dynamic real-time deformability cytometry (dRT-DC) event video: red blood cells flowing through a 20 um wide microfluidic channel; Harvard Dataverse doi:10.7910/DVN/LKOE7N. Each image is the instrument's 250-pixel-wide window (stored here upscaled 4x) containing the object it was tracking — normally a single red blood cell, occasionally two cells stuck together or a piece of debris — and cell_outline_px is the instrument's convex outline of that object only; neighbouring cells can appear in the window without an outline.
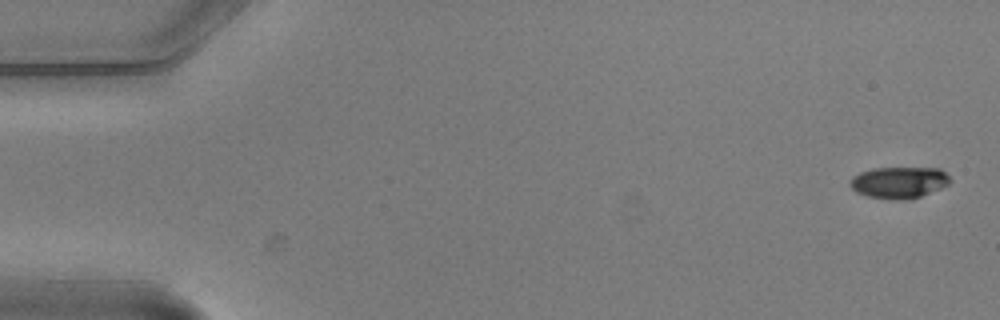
{"species": "common noctule bat (a hibernating species)", "species_latin": "Nyctalus noctula", "temperature_condition": "warm", "stored_images_in_passage": 5, "segment_of_instrument_passage": [1, 2], "camera_frame_rate_fps": 3000, "um_per_image_px": 0.085, "animal": {"sex": "male", "body_mass_g": 20.5, "forearm_length_mm": 52.5}, "frame": {"image": 1, "passage_image": 1, "time_ms": 0.0, "image_size_px": [1000, 320], "cell_outline_px": [[952, 180], [948, 184], [940, 188], [920, 196], [908, 200], [892, 200], [868, 196], [856, 192], [848, 184], [852, 176], [860, 172], [872, 168], [940, 168]], "centroid_in_image_um": [76.38, 15.51], "position_along_channel_um": 8.6, "area_um2": 18.44}}
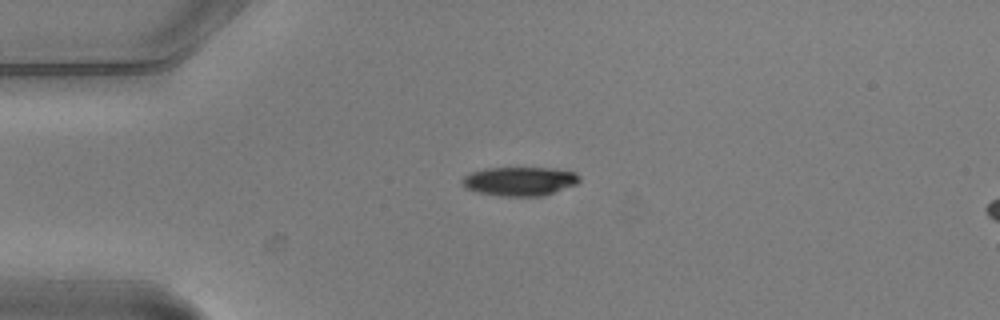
{"frame": {"image": 2, "passage_image": 3, "time_ms": 0.667, "image_size_px": [1000, 320], "cell_outline_px": [[580, 180], [576, 184], [544, 196], [500, 196], [476, 192], [464, 188], [460, 184], [460, 180], [464, 176], [472, 172], [484, 168], [548, 168], [576, 172], [580, 176]], "centroid_in_image_um": [44.13, 15.41], "position_along_channel_um": 40.9, "area_um2": 19.94}}